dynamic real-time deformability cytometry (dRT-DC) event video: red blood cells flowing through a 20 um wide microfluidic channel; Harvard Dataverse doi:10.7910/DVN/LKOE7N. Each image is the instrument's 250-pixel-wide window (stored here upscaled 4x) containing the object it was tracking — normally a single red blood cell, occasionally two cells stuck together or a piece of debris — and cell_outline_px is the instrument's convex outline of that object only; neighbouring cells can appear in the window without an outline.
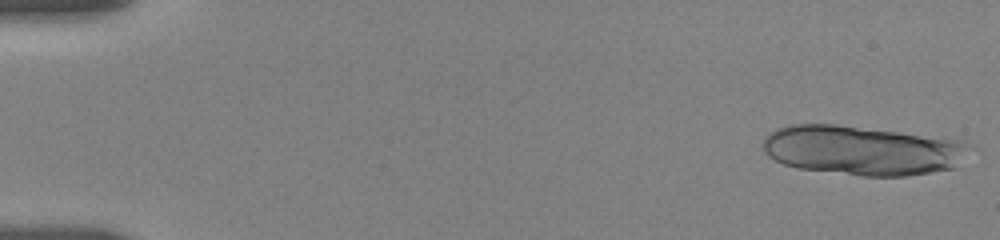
{"species": "human", "species_latin": "Homo sapiens", "temperature_condition": "room temperature", "stored_images_in_passage": 28, "camera_frame_rate_fps": 3000, "um_per_image_px": 0.085, "donor": {"sex": "female"}, "frame": {"image": 1, "passage_image": 1, "time_ms": 0.0, "image_size_px": [1000, 240], "cell_outline_px": [[976, 144], [956, 168], [908, 176], [860, 176], [796, 168], [784, 164], [768, 156], [764, 152], [764, 140], [768, 132], [776, 128], [792, 124], [836, 124], [964, 140]], "centroid_in_image_um": [73.36, 12.78], "position_along_channel_um": 11.6, "area_um2": 60.29}}
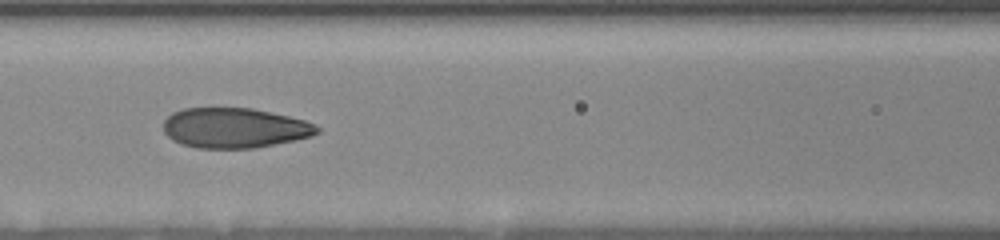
{"frame": {"image": 2, "passage_image": 23, "time_ms": 8.0, "image_size_px": [1000, 240], "cell_outline_px": [[320, 132], [312, 136], [296, 140], [256, 148], [196, 148], [172, 140], [164, 132], [164, 120], [172, 112], [184, 108], [252, 108], [288, 116], [304, 120], [316, 124], [320, 128]], "centroid_in_image_um": [19.96, 10.87], "position_along_channel_um": 146.6, "area_um2": 36.01}}
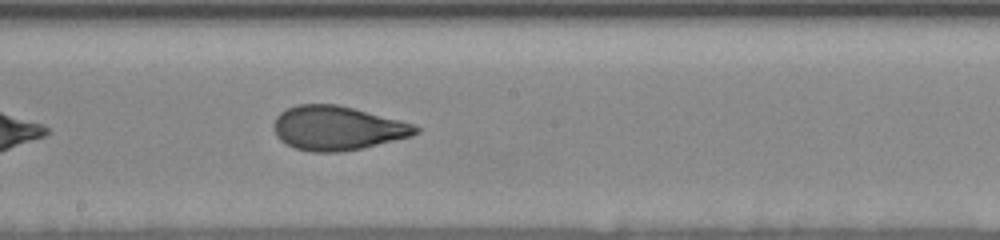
{"frame": {"image": 3, "passage_image": 28, "time_ms": 10.0, "image_size_px": [1000, 240], "cell_outline_px": [[420, 132], [412, 136], [360, 148], [340, 152], [312, 152], [296, 148], [284, 144], [276, 136], [272, 128], [276, 116], [280, 112], [296, 104], [336, 104], [400, 120], [412, 124], [420, 128]], "centroid_in_image_um": [28.63, 10.89], "position_along_channel_um": 219.6, "area_um2": 36.41}}